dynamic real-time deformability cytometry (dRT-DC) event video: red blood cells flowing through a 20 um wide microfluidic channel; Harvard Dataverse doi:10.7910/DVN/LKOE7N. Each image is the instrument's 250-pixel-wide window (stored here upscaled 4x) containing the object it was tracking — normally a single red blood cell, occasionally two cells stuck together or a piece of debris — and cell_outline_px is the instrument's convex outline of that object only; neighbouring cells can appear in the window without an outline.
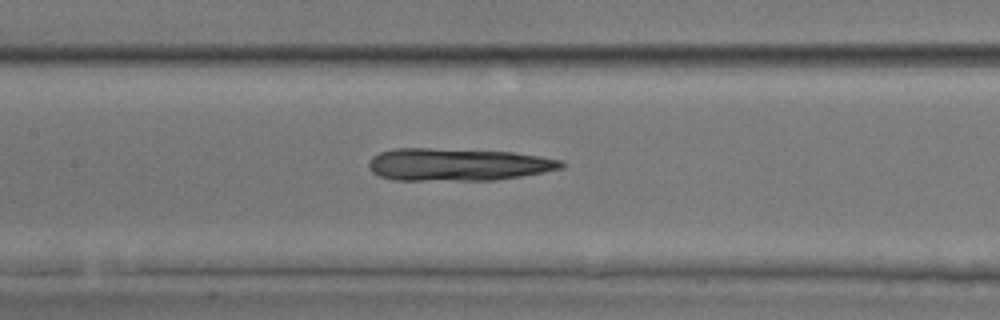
{"species": "common noctule bat (a hibernating species)", "species_latin": "Nyctalus noctula", "temperature_condition": "room temperature", "stored_images_in_passage": 36, "camera_frame_rate_fps": 3000, "um_per_image_px": 0.085, "animal": {"sex": "male", "body_mass_g": 17.9, "forearm_length_mm": 54.2}, "frame": {"image": 1, "passage_image": 20, "time_ms": 6.333, "image_size_px": [1000, 320], "cell_outline_px": [[564, 168], [544, 172], [496, 180], [392, 180], [380, 176], [372, 172], [368, 168], [368, 164], [372, 156], [380, 152], [396, 148], [432, 148], [512, 152], [540, 156], [564, 160]], "centroid_in_image_um": [38.9, 13.98], "position_along_channel_um": 168.5, "area_um2": 36.65}}
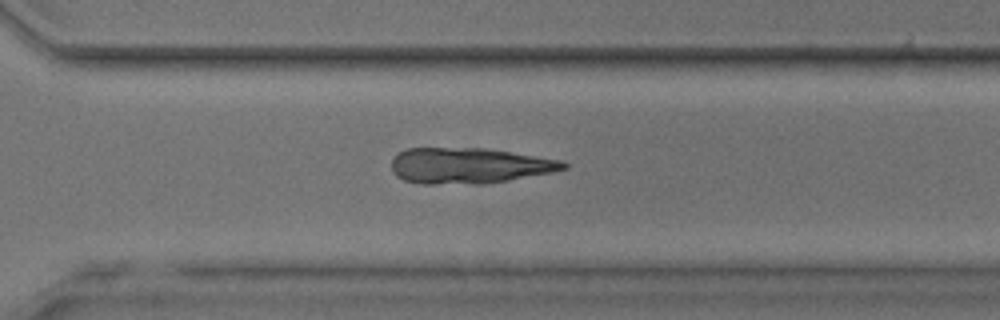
{"frame": {"image": 2, "passage_image": 31, "time_ms": 10.0, "image_size_px": [1000, 320], "cell_outline_px": [[568, 168], [552, 172], [508, 180], [484, 184], [420, 184], [404, 180], [396, 176], [392, 172], [392, 160], [400, 152], [408, 148], [484, 148], [564, 160], [568, 164]], "centroid_in_image_um": [39.88, 14.09], "position_along_channel_um": 330.7, "area_um2": 35.95}}
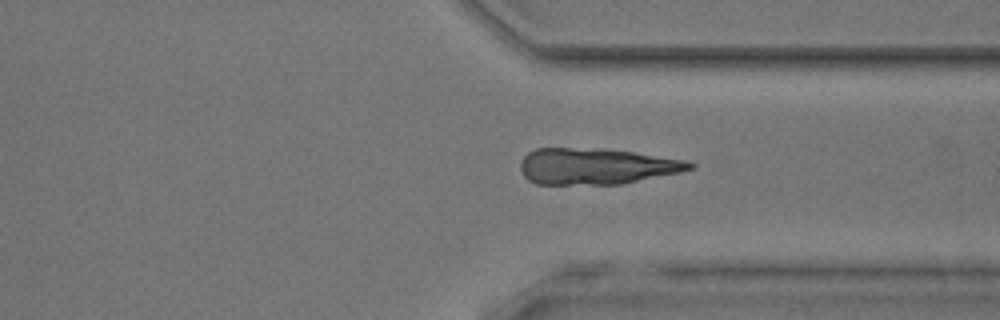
{"frame": {"image": 3, "passage_image": 33, "time_ms": 10.667, "image_size_px": [1000, 320], "cell_outline_px": [[696, 164], [692, 168], [680, 172], [620, 184], [536, 184], [528, 180], [524, 176], [520, 168], [520, 160], [528, 152], [536, 148], [604, 148], [688, 160]], "centroid_in_image_um": [50.66, 14.12], "position_along_channel_um": 360.7, "area_um2": 35.78}}